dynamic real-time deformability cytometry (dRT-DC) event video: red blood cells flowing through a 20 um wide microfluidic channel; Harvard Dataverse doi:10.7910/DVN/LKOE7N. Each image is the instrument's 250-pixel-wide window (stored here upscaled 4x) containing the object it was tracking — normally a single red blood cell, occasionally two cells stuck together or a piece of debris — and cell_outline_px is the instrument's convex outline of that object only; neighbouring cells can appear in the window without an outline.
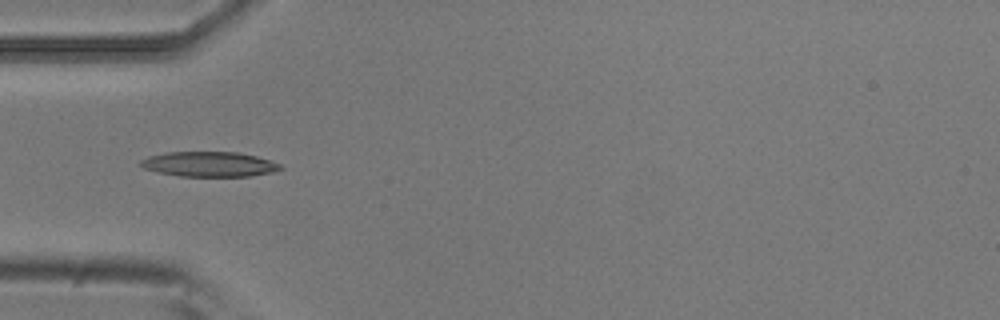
{"species": "common noctule bat (a hibernating species)", "species_latin": "Nyctalus noctula", "temperature_condition": "room temperature", "stored_images_in_passage": 7, "camera_frame_rate_fps": 3000, "um_per_image_px": 0.085, "animal": {"sex": "male", "body_mass_g": 20.5, "forearm_length_mm": 52.5}, "frame": {"image": 1, "passage_image": 5, "time_ms": 1.333, "image_size_px": [1000, 320], "cell_outline_px": [[284, 168], [272, 172], [252, 176], [180, 176], [160, 172], [144, 168], [140, 164], [140, 160], [148, 156], [164, 152], [236, 152], [256, 156], [280, 164]], "centroid_in_image_um": [17.78, 13.95], "position_along_channel_um": 67.2, "area_um2": 20.23}}
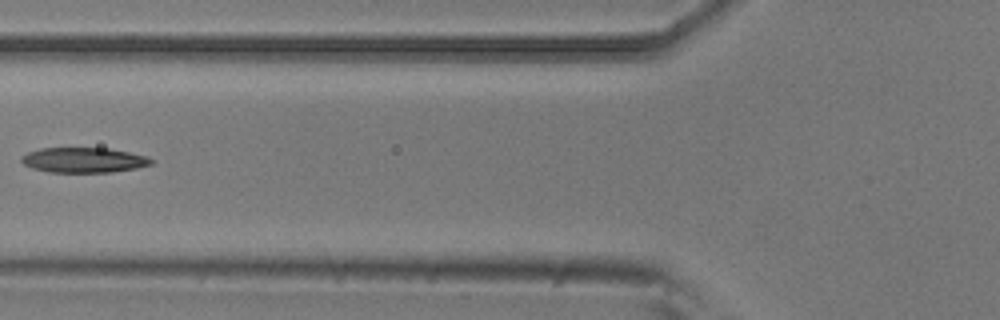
{"frame": {"image": 2, "passage_image": 6, "time_ms": 1.667, "image_size_px": [1000, 320], "cell_outline_px": [[156, 160], [152, 164], [136, 168], [112, 172], [48, 172], [32, 168], [24, 164], [20, 160], [20, 156], [28, 152], [40, 148], [108, 148], [148, 156]], "centroid_in_image_um": [7.13, 13.6], "position_along_channel_um": 118.7, "area_um2": 19.13}}
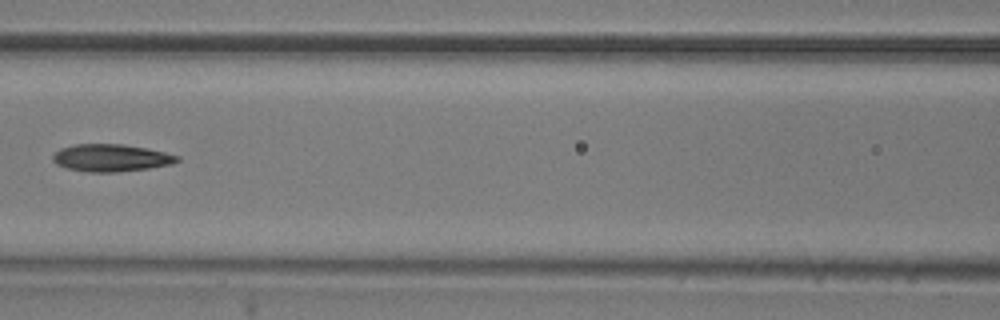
{"frame": {"image": 3, "passage_image": 7, "time_ms": 2.0, "image_size_px": [1000, 320], "cell_outline_px": [[180, 160], [172, 164], [148, 168], [116, 172], [88, 172], [68, 168], [56, 164], [52, 160], [52, 156], [60, 148], [72, 144], [124, 144], [164, 152], [180, 156]], "centroid_in_image_um": [9.42, 13.41], "position_along_channel_um": 157.2, "area_um2": 19.77}}